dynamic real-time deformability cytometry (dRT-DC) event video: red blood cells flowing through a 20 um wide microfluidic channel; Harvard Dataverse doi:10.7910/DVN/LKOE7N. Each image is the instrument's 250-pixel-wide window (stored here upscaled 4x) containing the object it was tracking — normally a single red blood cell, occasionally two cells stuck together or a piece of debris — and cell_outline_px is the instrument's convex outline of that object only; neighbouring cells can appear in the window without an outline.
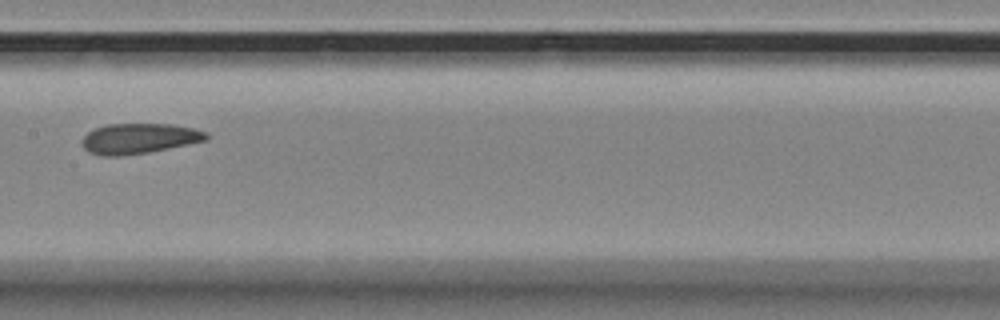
{"species": "Egyptian fruit bat (a non-hibernating species)", "species_latin": "Rousettus aegyptiacus", "temperature_condition": "room temperature", "stored_images_in_passage": 13, "camera_frame_rate_fps": 3000, "um_per_image_px": 0.085, "animal": {"sex": "female"}, "frame": {"image": 1, "passage_image": 6, "time_ms": 1.667, "image_size_px": [1000, 320], "cell_outline_px": [[208, 140], [148, 152], [120, 156], [104, 156], [88, 152], [84, 148], [80, 140], [88, 132], [96, 128], [108, 124], [172, 124], [192, 128], [208, 132]], "centroid_in_image_um": [11.81, 11.77], "position_along_channel_um": 195.6, "area_um2": 21.91}}
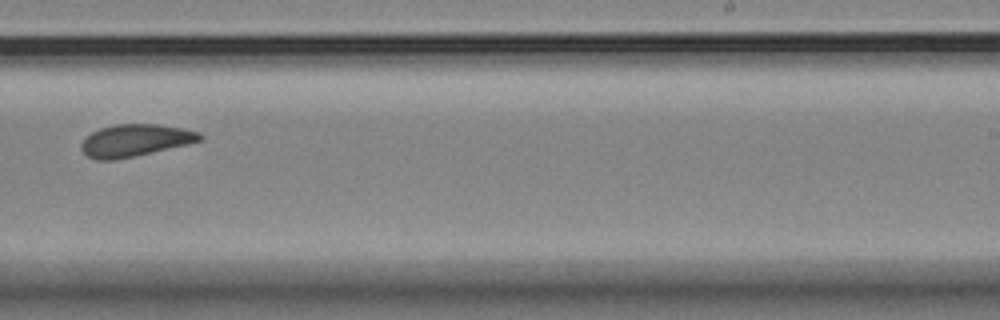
{"frame": {"image": 2, "passage_image": 8, "time_ms": 2.333, "image_size_px": [1000, 320], "cell_outline_px": [[204, 140], [188, 144], [132, 156], [112, 160], [96, 160], [88, 156], [80, 148], [80, 144], [92, 132], [100, 128], [116, 124], [156, 124], [184, 128], [200, 132], [204, 136]], "centroid_in_image_um": [11.52, 11.92], "position_along_channel_um": 277.5, "area_um2": 22.08}}
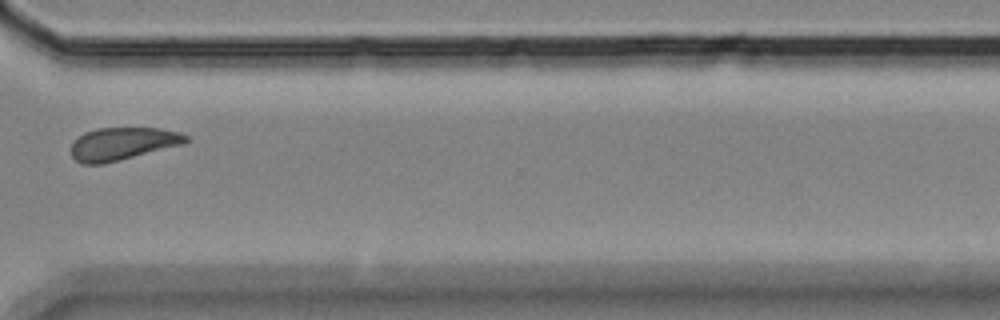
{"frame": {"image": 3, "passage_image": 10, "time_ms": 3.0, "image_size_px": [1000, 320], "cell_outline_px": [[188, 140], [184, 144], [104, 164], [80, 164], [72, 156], [72, 144], [84, 132], [96, 128], [160, 128], [180, 132], [188, 136]], "centroid_in_image_um": [10.43, 12.22], "position_along_channel_um": 360.2, "area_um2": 21.85}}